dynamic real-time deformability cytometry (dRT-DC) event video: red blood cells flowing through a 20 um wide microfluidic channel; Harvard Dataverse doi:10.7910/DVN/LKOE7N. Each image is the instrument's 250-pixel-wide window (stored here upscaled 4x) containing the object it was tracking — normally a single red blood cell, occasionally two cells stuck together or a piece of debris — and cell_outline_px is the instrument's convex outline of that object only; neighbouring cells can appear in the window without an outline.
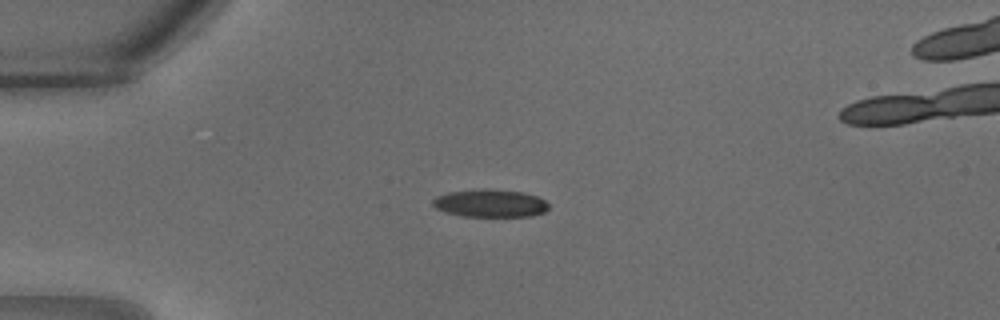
{"species": "common noctule bat (a hibernating species)", "species_latin": "Nyctalus noctula", "temperature_condition": "warm", "stored_images_in_passage": 27, "segment_of_instrument_passage": [1, 2], "camera_frame_rate_fps": 3000, "um_per_image_px": 0.085, "animal": {"sex": "male", "body_mass_g": 18.8}, "frame": {"image": 1, "passage_image": 3, "time_ms": 0.667, "image_size_px": [1000, 320], "cell_outline_px": [[548, 208], [544, 212], [532, 216], [464, 216], [444, 212], [436, 208], [432, 204], [432, 200], [436, 196], [448, 192], [480, 188], [488, 188], [524, 192], [536, 196], [544, 200], [548, 204]], "centroid_in_image_um": [41.64, 17.26], "position_along_channel_um": 43.4, "area_um2": 18.9}}
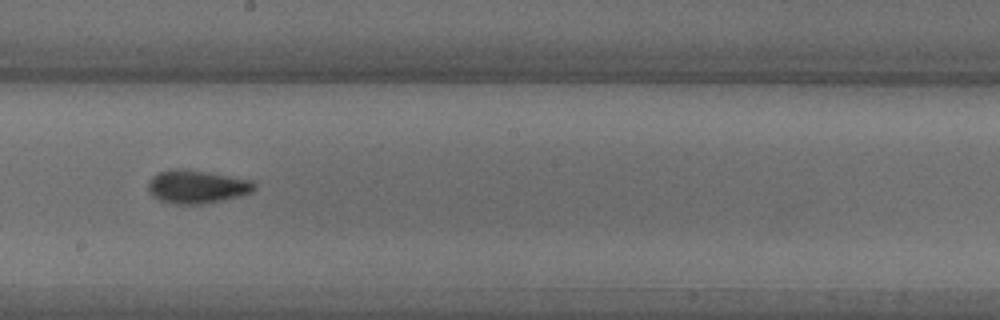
{"frame": {"image": 2, "passage_image": 13, "time_ms": 4.0, "image_size_px": [1000, 320], "cell_outline_px": [[256, 188], [252, 192], [240, 196], [200, 204], [176, 204], [160, 200], [152, 196], [148, 192], [148, 184], [152, 176], [160, 172], [208, 172], [252, 180], [256, 184]], "centroid_in_image_um": [16.78, 15.92], "position_along_channel_um": 231.4, "area_um2": 19.77}}
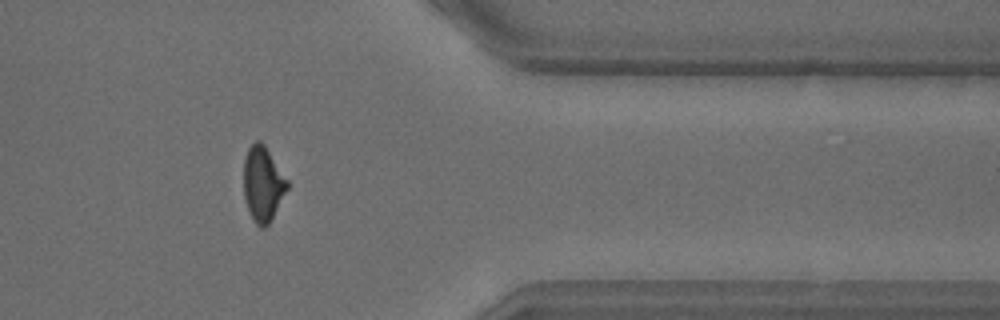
{"frame": {"image": 3, "passage_image": 21, "time_ms": 6.667, "image_size_px": [1000, 320], "cell_outline_px": [[288, 188], [272, 220], [264, 228], [260, 228], [252, 220], [244, 196], [244, 156], [248, 148], [256, 140], [260, 140], [264, 144], [288, 180]], "centroid_in_image_um": [22.34, 15.64], "position_along_channel_um": 389.1, "area_um2": 19.13}}